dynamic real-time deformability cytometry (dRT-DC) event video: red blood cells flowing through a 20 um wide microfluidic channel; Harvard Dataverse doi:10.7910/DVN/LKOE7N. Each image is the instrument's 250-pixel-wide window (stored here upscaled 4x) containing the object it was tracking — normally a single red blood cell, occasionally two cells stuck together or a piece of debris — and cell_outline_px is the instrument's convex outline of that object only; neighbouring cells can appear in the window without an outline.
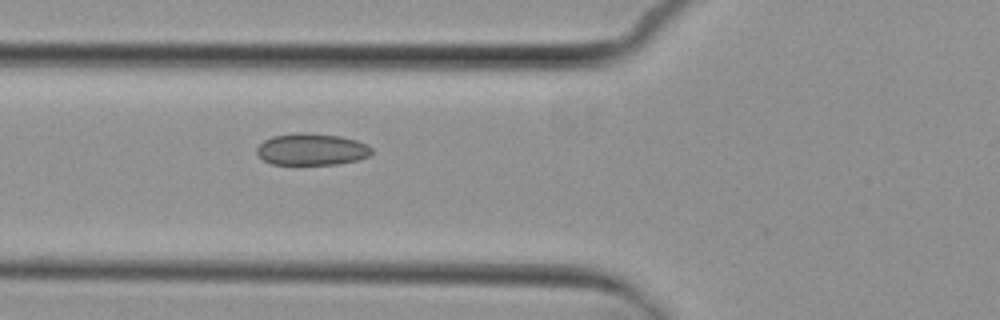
{"species": "common noctule bat (a hibernating species)", "species_latin": "Nyctalus noctula", "temperature_condition": "cold", "stored_images_in_passage": 4, "camera_frame_rate_fps": 3000, "um_per_image_px": 0.085, "animal": {"sex": "female", "body_mass_g": 29.2, "forearm_length_mm": 56.3}, "frame": {"image": 1, "passage_image": 4, "time_ms": 3.333, "image_size_px": [1000, 320], "cell_outline_px": [[372, 152], [368, 156], [356, 160], [336, 164], [272, 164], [264, 160], [256, 152], [256, 148], [264, 140], [272, 136], [296, 132], [304, 132], [340, 136], [356, 140], [372, 148]], "centroid_in_image_um": [26.46, 12.68], "position_along_channel_um": 99.3, "area_um2": 21.15}}